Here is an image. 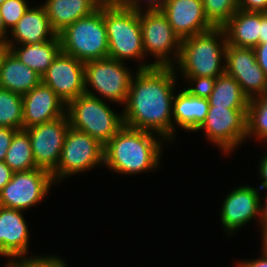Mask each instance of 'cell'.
Masks as SVG:
<instances>
[{
  "label": "cell",
  "mask_w": 267,
  "mask_h": 267,
  "mask_svg": "<svg viewBox=\"0 0 267 267\" xmlns=\"http://www.w3.org/2000/svg\"><path fill=\"white\" fill-rule=\"evenodd\" d=\"M135 71L121 111L124 126L156 133L173 143L172 108L178 71L155 66Z\"/></svg>",
  "instance_id": "6da1fadb"
},
{
  "label": "cell",
  "mask_w": 267,
  "mask_h": 267,
  "mask_svg": "<svg viewBox=\"0 0 267 267\" xmlns=\"http://www.w3.org/2000/svg\"><path fill=\"white\" fill-rule=\"evenodd\" d=\"M166 142L156 133L123 126L104 145L103 166L125 176L156 171Z\"/></svg>",
  "instance_id": "7a4b0ae2"
},
{
  "label": "cell",
  "mask_w": 267,
  "mask_h": 267,
  "mask_svg": "<svg viewBox=\"0 0 267 267\" xmlns=\"http://www.w3.org/2000/svg\"><path fill=\"white\" fill-rule=\"evenodd\" d=\"M226 35L222 27L181 40L180 55L174 69L181 77H214L225 72Z\"/></svg>",
  "instance_id": "3957f363"
},
{
  "label": "cell",
  "mask_w": 267,
  "mask_h": 267,
  "mask_svg": "<svg viewBox=\"0 0 267 267\" xmlns=\"http://www.w3.org/2000/svg\"><path fill=\"white\" fill-rule=\"evenodd\" d=\"M104 23L107 32L109 57L126 62L135 60L137 69L152 68L153 63H145L142 30L139 12L127 9L121 4L104 5Z\"/></svg>",
  "instance_id": "277c9868"
},
{
  "label": "cell",
  "mask_w": 267,
  "mask_h": 267,
  "mask_svg": "<svg viewBox=\"0 0 267 267\" xmlns=\"http://www.w3.org/2000/svg\"><path fill=\"white\" fill-rule=\"evenodd\" d=\"M58 37L62 52L83 63L109 57L104 5L93 14L69 25Z\"/></svg>",
  "instance_id": "5b68a950"
},
{
  "label": "cell",
  "mask_w": 267,
  "mask_h": 267,
  "mask_svg": "<svg viewBox=\"0 0 267 267\" xmlns=\"http://www.w3.org/2000/svg\"><path fill=\"white\" fill-rule=\"evenodd\" d=\"M109 106L98 97L81 94L67 105L70 126L104 146L124 126L122 112L117 113Z\"/></svg>",
  "instance_id": "8992f818"
},
{
  "label": "cell",
  "mask_w": 267,
  "mask_h": 267,
  "mask_svg": "<svg viewBox=\"0 0 267 267\" xmlns=\"http://www.w3.org/2000/svg\"><path fill=\"white\" fill-rule=\"evenodd\" d=\"M127 64L110 57L85 62V93L123 106L135 74Z\"/></svg>",
  "instance_id": "52a82bcc"
},
{
  "label": "cell",
  "mask_w": 267,
  "mask_h": 267,
  "mask_svg": "<svg viewBox=\"0 0 267 267\" xmlns=\"http://www.w3.org/2000/svg\"><path fill=\"white\" fill-rule=\"evenodd\" d=\"M104 146L90 135L69 127L57 168L51 173L55 184L69 176L101 167Z\"/></svg>",
  "instance_id": "ba28073f"
},
{
  "label": "cell",
  "mask_w": 267,
  "mask_h": 267,
  "mask_svg": "<svg viewBox=\"0 0 267 267\" xmlns=\"http://www.w3.org/2000/svg\"><path fill=\"white\" fill-rule=\"evenodd\" d=\"M144 54L152 56L155 67H173L179 58L181 38L161 11L139 12Z\"/></svg>",
  "instance_id": "9c48e42d"
},
{
  "label": "cell",
  "mask_w": 267,
  "mask_h": 267,
  "mask_svg": "<svg viewBox=\"0 0 267 267\" xmlns=\"http://www.w3.org/2000/svg\"><path fill=\"white\" fill-rule=\"evenodd\" d=\"M246 113L247 109L209 107L205 122L196 132L204 130L207 141L227 157L246 141Z\"/></svg>",
  "instance_id": "30bf717a"
},
{
  "label": "cell",
  "mask_w": 267,
  "mask_h": 267,
  "mask_svg": "<svg viewBox=\"0 0 267 267\" xmlns=\"http://www.w3.org/2000/svg\"><path fill=\"white\" fill-rule=\"evenodd\" d=\"M53 185L52 174L47 170L36 168L14 172L0 191V206L25 211L43 202Z\"/></svg>",
  "instance_id": "8fae6325"
},
{
  "label": "cell",
  "mask_w": 267,
  "mask_h": 267,
  "mask_svg": "<svg viewBox=\"0 0 267 267\" xmlns=\"http://www.w3.org/2000/svg\"><path fill=\"white\" fill-rule=\"evenodd\" d=\"M69 127L70 121L66 113L53 121L24 129L30 137L37 168L50 173L57 168Z\"/></svg>",
  "instance_id": "7c38bea8"
},
{
  "label": "cell",
  "mask_w": 267,
  "mask_h": 267,
  "mask_svg": "<svg viewBox=\"0 0 267 267\" xmlns=\"http://www.w3.org/2000/svg\"><path fill=\"white\" fill-rule=\"evenodd\" d=\"M225 72L239 83L243 93L249 99L267 92V76L256 61L253 48L227 44Z\"/></svg>",
  "instance_id": "4fadbf2b"
},
{
  "label": "cell",
  "mask_w": 267,
  "mask_h": 267,
  "mask_svg": "<svg viewBox=\"0 0 267 267\" xmlns=\"http://www.w3.org/2000/svg\"><path fill=\"white\" fill-rule=\"evenodd\" d=\"M224 198L219 214L221 227L228 236H233L232 233L252 220H257L259 224L261 196L258 187L242 184L233 188Z\"/></svg>",
  "instance_id": "5bb4252c"
},
{
  "label": "cell",
  "mask_w": 267,
  "mask_h": 267,
  "mask_svg": "<svg viewBox=\"0 0 267 267\" xmlns=\"http://www.w3.org/2000/svg\"><path fill=\"white\" fill-rule=\"evenodd\" d=\"M42 83L68 105L85 93L84 63L61 51L43 74Z\"/></svg>",
  "instance_id": "9a60e30c"
},
{
  "label": "cell",
  "mask_w": 267,
  "mask_h": 267,
  "mask_svg": "<svg viewBox=\"0 0 267 267\" xmlns=\"http://www.w3.org/2000/svg\"><path fill=\"white\" fill-rule=\"evenodd\" d=\"M161 12L181 39L215 27L205 15L202 0H166Z\"/></svg>",
  "instance_id": "2e32d148"
},
{
  "label": "cell",
  "mask_w": 267,
  "mask_h": 267,
  "mask_svg": "<svg viewBox=\"0 0 267 267\" xmlns=\"http://www.w3.org/2000/svg\"><path fill=\"white\" fill-rule=\"evenodd\" d=\"M23 129L53 121L66 114L67 105L42 82L22 95Z\"/></svg>",
  "instance_id": "e0dca14e"
},
{
  "label": "cell",
  "mask_w": 267,
  "mask_h": 267,
  "mask_svg": "<svg viewBox=\"0 0 267 267\" xmlns=\"http://www.w3.org/2000/svg\"><path fill=\"white\" fill-rule=\"evenodd\" d=\"M23 212L0 206V257H32L27 255L30 254V232Z\"/></svg>",
  "instance_id": "ac0fdd59"
},
{
  "label": "cell",
  "mask_w": 267,
  "mask_h": 267,
  "mask_svg": "<svg viewBox=\"0 0 267 267\" xmlns=\"http://www.w3.org/2000/svg\"><path fill=\"white\" fill-rule=\"evenodd\" d=\"M56 35L42 3L37 7L32 4L9 32L4 46L9 49L13 45L46 42L52 40Z\"/></svg>",
  "instance_id": "d6986e66"
},
{
  "label": "cell",
  "mask_w": 267,
  "mask_h": 267,
  "mask_svg": "<svg viewBox=\"0 0 267 267\" xmlns=\"http://www.w3.org/2000/svg\"><path fill=\"white\" fill-rule=\"evenodd\" d=\"M181 89L176 91L173 99V142L178 126L182 130L196 132L205 122L210 107L208 99L193 96L184 88Z\"/></svg>",
  "instance_id": "ffe728a7"
},
{
  "label": "cell",
  "mask_w": 267,
  "mask_h": 267,
  "mask_svg": "<svg viewBox=\"0 0 267 267\" xmlns=\"http://www.w3.org/2000/svg\"><path fill=\"white\" fill-rule=\"evenodd\" d=\"M42 82V77L5 49L0 59V88L24 95Z\"/></svg>",
  "instance_id": "44dd1931"
},
{
  "label": "cell",
  "mask_w": 267,
  "mask_h": 267,
  "mask_svg": "<svg viewBox=\"0 0 267 267\" xmlns=\"http://www.w3.org/2000/svg\"><path fill=\"white\" fill-rule=\"evenodd\" d=\"M42 5L52 30L58 35L78 19L93 14L102 4L98 0H46Z\"/></svg>",
  "instance_id": "7402d4cb"
},
{
  "label": "cell",
  "mask_w": 267,
  "mask_h": 267,
  "mask_svg": "<svg viewBox=\"0 0 267 267\" xmlns=\"http://www.w3.org/2000/svg\"><path fill=\"white\" fill-rule=\"evenodd\" d=\"M261 12L237 9L222 26L228 45L254 48L259 44Z\"/></svg>",
  "instance_id": "603a6c76"
},
{
  "label": "cell",
  "mask_w": 267,
  "mask_h": 267,
  "mask_svg": "<svg viewBox=\"0 0 267 267\" xmlns=\"http://www.w3.org/2000/svg\"><path fill=\"white\" fill-rule=\"evenodd\" d=\"M9 50L18 60L28 68L36 71L41 77L62 51L58 35L46 42L13 45Z\"/></svg>",
  "instance_id": "cb8c5ba5"
},
{
  "label": "cell",
  "mask_w": 267,
  "mask_h": 267,
  "mask_svg": "<svg viewBox=\"0 0 267 267\" xmlns=\"http://www.w3.org/2000/svg\"><path fill=\"white\" fill-rule=\"evenodd\" d=\"M208 102L210 107L247 109L249 98L243 93L239 83L231 75L224 72L216 78Z\"/></svg>",
  "instance_id": "d4e9b609"
},
{
  "label": "cell",
  "mask_w": 267,
  "mask_h": 267,
  "mask_svg": "<svg viewBox=\"0 0 267 267\" xmlns=\"http://www.w3.org/2000/svg\"><path fill=\"white\" fill-rule=\"evenodd\" d=\"M4 162L13 172H22L37 168L31 148L30 137L24 129L18 130L14 134Z\"/></svg>",
  "instance_id": "484cf974"
},
{
  "label": "cell",
  "mask_w": 267,
  "mask_h": 267,
  "mask_svg": "<svg viewBox=\"0 0 267 267\" xmlns=\"http://www.w3.org/2000/svg\"><path fill=\"white\" fill-rule=\"evenodd\" d=\"M246 121V140L255 137L257 141L267 145V92L249 99Z\"/></svg>",
  "instance_id": "4316f807"
},
{
  "label": "cell",
  "mask_w": 267,
  "mask_h": 267,
  "mask_svg": "<svg viewBox=\"0 0 267 267\" xmlns=\"http://www.w3.org/2000/svg\"><path fill=\"white\" fill-rule=\"evenodd\" d=\"M22 95L0 88V127L23 129Z\"/></svg>",
  "instance_id": "83f0119b"
},
{
  "label": "cell",
  "mask_w": 267,
  "mask_h": 267,
  "mask_svg": "<svg viewBox=\"0 0 267 267\" xmlns=\"http://www.w3.org/2000/svg\"><path fill=\"white\" fill-rule=\"evenodd\" d=\"M204 12L215 27H222L237 11V0H202Z\"/></svg>",
  "instance_id": "f1b7e54d"
},
{
  "label": "cell",
  "mask_w": 267,
  "mask_h": 267,
  "mask_svg": "<svg viewBox=\"0 0 267 267\" xmlns=\"http://www.w3.org/2000/svg\"><path fill=\"white\" fill-rule=\"evenodd\" d=\"M30 7L26 0H6L0 5L5 29L10 32Z\"/></svg>",
  "instance_id": "f546056e"
},
{
  "label": "cell",
  "mask_w": 267,
  "mask_h": 267,
  "mask_svg": "<svg viewBox=\"0 0 267 267\" xmlns=\"http://www.w3.org/2000/svg\"><path fill=\"white\" fill-rule=\"evenodd\" d=\"M181 79H184L187 84H189L187 87H185V90L196 97L208 99L211 95L216 78L214 77H183ZM194 85V86H193Z\"/></svg>",
  "instance_id": "4dcf8cb0"
},
{
  "label": "cell",
  "mask_w": 267,
  "mask_h": 267,
  "mask_svg": "<svg viewBox=\"0 0 267 267\" xmlns=\"http://www.w3.org/2000/svg\"><path fill=\"white\" fill-rule=\"evenodd\" d=\"M165 2L166 0H124L121 5L136 12L161 11Z\"/></svg>",
  "instance_id": "1f68e13d"
},
{
  "label": "cell",
  "mask_w": 267,
  "mask_h": 267,
  "mask_svg": "<svg viewBox=\"0 0 267 267\" xmlns=\"http://www.w3.org/2000/svg\"><path fill=\"white\" fill-rule=\"evenodd\" d=\"M31 267H68V264L59 255H34L31 257Z\"/></svg>",
  "instance_id": "d6a6232c"
},
{
  "label": "cell",
  "mask_w": 267,
  "mask_h": 267,
  "mask_svg": "<svg viewBox=\"0 0 267 267\" xmlns=\"http://www.w3.org/2000/svg\"><path fill=\"white\" fill-rule=\"evenodd\" d=\"M237 8L243 11L267 13V0H237Z\"/></svg>",
  "instance_id": "836d02e7"
},
{
  "label": "cell",
  "mask_w": 267,
  "mask_h": 267,
  "mask_svg": "<svg viewBox=\"0 0 267 267\" xmlns=\"http://www.w3.org/2000/svg\"><path fill=\"white\" fill-rule=\"evenodd\" d=\"M17 131L13 128L0 127V161H4L12 138Z\"/></svg>",
  "instance_id": "e575fe53"
},
{
  "label": "cell",
  "mask_w": 267,
  "mask_h": 267,
  "mask_svg": "<svg viewBox=\"0 0 267 267\" xmlns=\"http://www.w3.org/2000/svg\"><path fill=\"white\" fill-rule=\"evenodd\" d=\"M256 56V61L267 76V42L259 43L253 48Z\"/></svg>",
  "instance_id": "d590c367"
},
{
  "label": "cell",
  "mask_w": 267,
  "mask_h": 267,
  "mask_svg": "<svg viewBox=\"0 0 267 267\" xmlns=\"http://www.w3.org/2000/svg\"><path fill=\"white\" fill-rule=\"evenodd\" d=\"M260 257L236 262L237 267H267V254L261 249Z\"/></svg>",
  "instance_id": "8d00e7d4"
},
{
  "label": "cell",
  "mask_w": 267,
  "mask_h": 267,
  "mask_svg": "<svg viewBox=\"0 0 267 267\" xmlns=\"http://www.w3.org/2000/svg\"><path fill=\"white\" fill-rule=\"evenodd\" d=\"M258 174L260 180L262 179V183L260 186L258 185L259 190H267V151L262 154V158L260 157V162L258 163Z\"/></svg>",
  "instance_id": "74e56055"
},
{
  "label": "cell",
  "mask_w": 267,
  "mask_h": 267,
  "mask_svg": "<svg viewBox=\"0 0 267 267\" xmlns=\"http://www.w3.org/2000/svg\"><path fill=\"white\" fill-rule=\"evenodd\" d=\"M13 173L4 161H0V191L11 180Z\"/></svg>",
  "instance_id": "f35d334b"
},
{
  "label": "cell",
  "mask_w": 267,
  "mask_h": 267,
  "mask_svg": "<svg viewBox=\"0 0 267 267\" xmlns=\"http://www.w3.org/2000/svg\"><path fill=\"white\" fill-rule=\"evenodd\" d=\"M4 267H31V257L6 259Z\"/></svg>",
  "instance_id": "ab89813d"
},
{
  "label": "cell",
  "mask_w": 267,
  "mask_h": 267,
  "mask_svg": "<svg viewBox=\"0 0 267 267\" xmlns=\"http://www.w3.org/2000/svg\"><path fill=\"white\" fill-rule=\"evenodd\" d=\"M264 203L262 202L261 198V203H260V220H259V225L260 229L264 228L267 226V192L266 195L264 196Z\"/></svg>",
  "instance_id": "60d3db41"
},
{
  "label": "cell",
  "mask_w": 267,
  "mask_h": 267,
  "mask_svg": "<svg viewBox=\"0 0 267 267\" xmlns=\"http://www.w3.org/2000/svg\"><path fill=\"white\" fill-rule=\"evenodd\" d=\"M266 42H267V13L261 12L259 43H266Z\"/></svg>",
  "instance_id": "b9f144b4"
},
{
  "label": "cell",
  "mask_w": 267,
  "mask_h": 267,
  "mask_svg": "<svg viewBox=\"0 0 267 267\" xmlns=\"http://www.w3.org/2000/svg\"><path fill=\"white\" fill-rule=\"evenodd\" d=\"M8 31L5 29V25L0 12V43L5 44L8 38Z\"/></svg>",
  "instance_id": "7bdbcfd3"
},
{
  "label": "cell",
  "mask_w": 267,
  "mask_h": 267,
  "mask_svg": "<svg viewBox=\"0 0 267 267\" xmlns=\"http://www.w3.org/2000/svg\"><path fill=\"white\" fill-rule=\"evenodd\" d=\"M260 232H262L261 233V235H262L261 239L262 240H261L260 244L263 246V247H261V249L267 254V226L262 228L260 230Z\"/></svg>",
  "instance_id": "ee69618b"
},
{
  "label": "cell",
  "mask_w": 267,
  "mask_h": 267,
  "mask_svg": "<svg viewBox=\"0 0 267 267\" xmlns=\"http://www.w3.org/2000/svg\"><path fill=\"white\" fill-rule=\"evenodd\" d=\"M102 5L122 4L124 0H98Z\"/></svg>",
  "instance_id": "f6af8a7d"
},
{
  "label": "cell",
  "mask_w": 267,
  "mask_h": 267,
  "mask_svg": "<svg viewBox=\"0 0 267 267\" xmlns=\"http://www.w3.org/2000/svg\"><path fill=\"white\" fill-rule=\"evenodd\" d=\"M5 49L6 48H5L4 44L0 43V59H1V54Z\"/></svg>",
  "instance_id": "bcb514c9"
},
{
  "label": "cell",
  "mask_w": 267,
  "mask_h": 267,
  "mask_svg": "<svg viewBox=\"0 0 267 267\" xmlns=\"http://www.w3.org/2000/svg\"><path fill=\"white\" fill-rule=\"evenodd\" d=\"M6 0H0V5L3 3V2H5Z\"/></svg>",
  "instance_id": "7dc6e473"
}]
</instances>
